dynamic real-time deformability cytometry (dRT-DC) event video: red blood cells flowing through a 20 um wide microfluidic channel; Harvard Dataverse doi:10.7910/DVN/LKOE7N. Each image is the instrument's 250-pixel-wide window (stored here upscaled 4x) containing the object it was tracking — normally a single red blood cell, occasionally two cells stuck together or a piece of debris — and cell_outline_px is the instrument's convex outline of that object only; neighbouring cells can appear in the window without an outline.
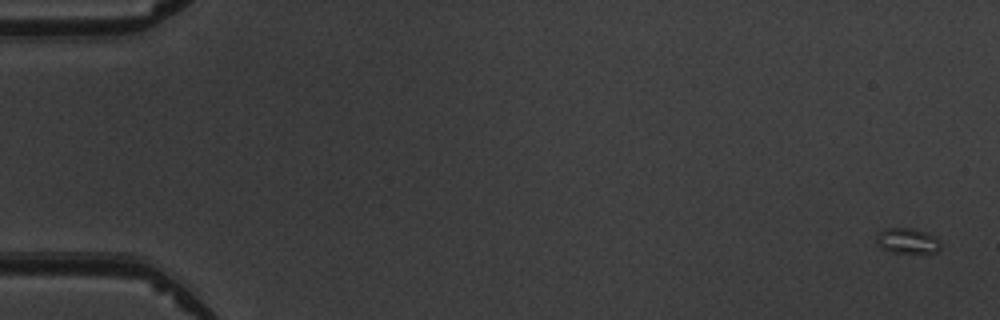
{"species": "common noctule bat (a hibernating species)", "species_latin": "Nyctalus noctula", "temperature_condition": "warm", "stored_images_in_passage": 5, "segment_of_instrument_passage": [2, 2], "camera_frame_rate_fps": 3000, "um_per_image_px": 0.085, "animal": {"sex": "male", "body_mass_g": 19.5, "forearm_length_mm": 54.6}, "frame": {"image": 1, "passage_image": 5, "time_ms": 5.667, "image_size_px": [1000, 320], "cell_outline_px": [[940, 248], [936, 252], [924, 256], [892, 252], [880, 248], [876, 244], [876, 236], [884, 228], [912, 228], [936, 236], [940, 244]], "centroid_in_image_um": [77.15, 20.53], "position_along_channel_um": 7.9, "area_um2": 10.06}}